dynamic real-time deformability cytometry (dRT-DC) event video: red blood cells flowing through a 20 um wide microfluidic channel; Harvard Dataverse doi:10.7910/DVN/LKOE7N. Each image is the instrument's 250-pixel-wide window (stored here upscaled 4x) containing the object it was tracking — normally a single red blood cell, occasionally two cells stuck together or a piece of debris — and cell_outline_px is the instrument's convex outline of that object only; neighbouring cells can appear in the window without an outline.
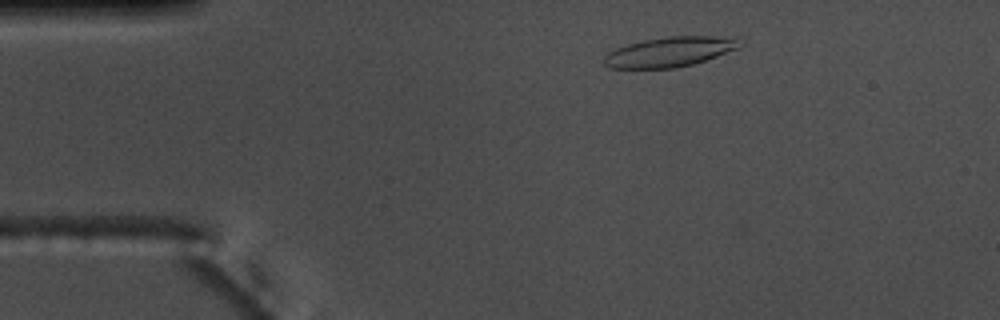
{"species": "common noctule bat (a hibernating species)", "species_latin": "Nyctalus noctula", "temperature_condition": "warm", "stored_images_in_passage": 52, "camera_frame_rate_fps": 3000, "um_per_image_px": 0.085, "animal": {"sex": "male", "body_mass_g": 17.5, "forearm_length_mm": 52.3}, "frame": {"image": 1, "passage_image": 6, "time_ms": 1.667, "image_size_px": [1000, 320], "cell_outline_px": [[744, 44], [740, 48], [692, 64], [676, 68], [608, 68], [604, 64], [604, 56], [612, 48], [644, 40], [668, 36], [740, 36], [744, 40]], "centroid_in_image_um": [56.99, 4.38], "position_along_channel_um": 28.0, "area_um2": 24.1}}
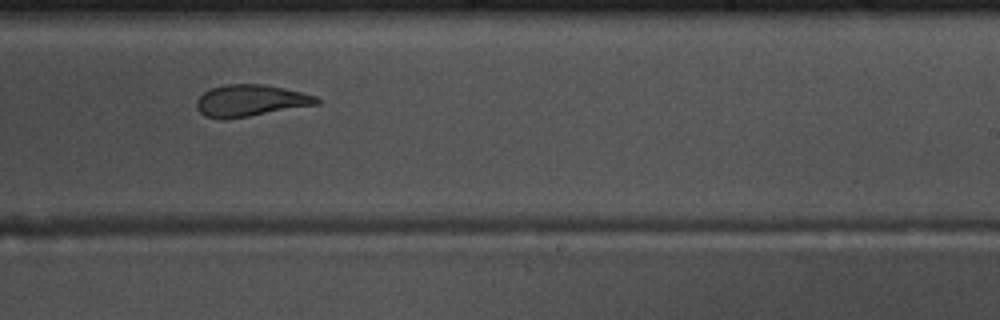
{"frame": {"image": 2, "passage_image": 30, "time_ms": 9.667, "image_size_px": [1000, 320], "cell_outline_px": [[320, 104], [224, 120], [204, 116], [196, 108], [196, 100], [204, 92], [212, 88], [224, 84], [264, 84], [300, 92], [316, 96], [320, 100]], "centroid_in_image_um": [21.26, 8.56], "position_along_channel_um": 267.7, "area_um2": 22.14}}
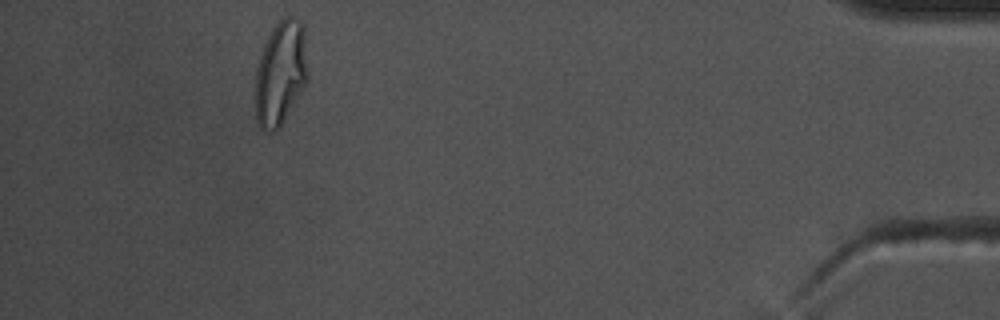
{"frame": {"image": 3, "passage_image": 47, "time_ms": 15.333, "image_size_px": [1000, 320], "cell_outline_px": [[308, 80], [280, 128], [272, 132], [260, 128], [256, 120], [256, 68], [264, 44], [272, 28], [284, 16], [292, 16], [300, 20], [304, 24], [308, 76]], "centroid_in_image_um": [23.87, 6.19], "position_along_channel_um": 411.3, "area_um2": 32.14}, "authors_computed_cell_mechanics": {"area_um2": 23.4379, "velocity_mm_per_s": 3.68, "shape_relaxation_time_tau1_ms": 10.9362, "shape_relaxation_time_tau2_ms": 0.9969, "deformation_change_tau1": 0.3337, "deformation_change_tau2": 0.0967}}